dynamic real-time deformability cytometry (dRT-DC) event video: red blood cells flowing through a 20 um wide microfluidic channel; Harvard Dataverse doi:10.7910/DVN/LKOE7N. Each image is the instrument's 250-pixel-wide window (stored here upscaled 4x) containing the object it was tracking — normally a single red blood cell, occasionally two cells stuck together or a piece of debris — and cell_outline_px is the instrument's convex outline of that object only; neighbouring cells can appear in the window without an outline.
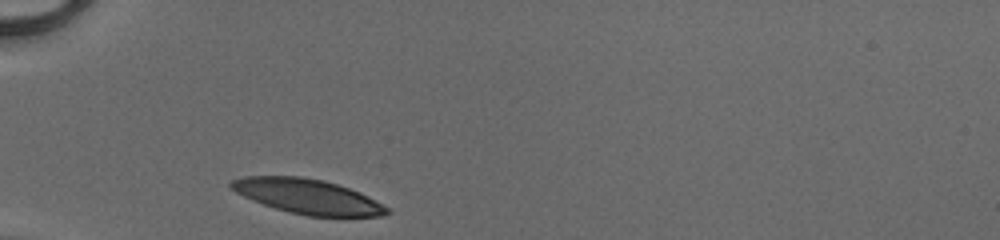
{"species": "human", "species_latin": "Homo sapiens", "temperature_condition": "cold", "stored_images_in_passage": 27, "camera_frame_rate_fps": 3000, "um_per_image_px": 0.085, "donor": {"sex": "male"}, "frame": {"image": 1, "passage_image": 1, "time_ms": 0.0, "image_size_px": [1000, 240], "cell_outline_px": [[388, 212], [384, 216], [308, 216], [288, 212], [252, 200], [236, 192], [228, 184], [232, 180], [244, 176], [300, 176], [324, 180], [348, 188], [368, 196], [388, 208]], "centroid_in_image_um": [26.12, 16.69], "position_along_channel_um": 58.9, "area_um2": 31.21}}
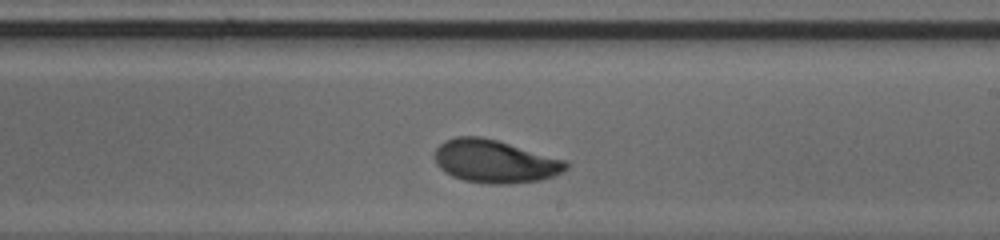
{"frame": {"image": 2, "passage_image": 16, "time_ms": 5.0, "image_size_px": [1000, 240], "cell_outline_px": [[568, 168], [564, 172], [556, 176], [540, 180], [512, 184], [488, 184], [464, 180], [452, 176], [444, 172], [436, 164], [432, 156], [436, 148], [444, 140], [456, 136], [480, 136], [496, 140], [568, 160]], "centroid_in_image_um": [42.07, 13.72], "position_along_channel_um": 246.9, "area_um2": 33.41}}
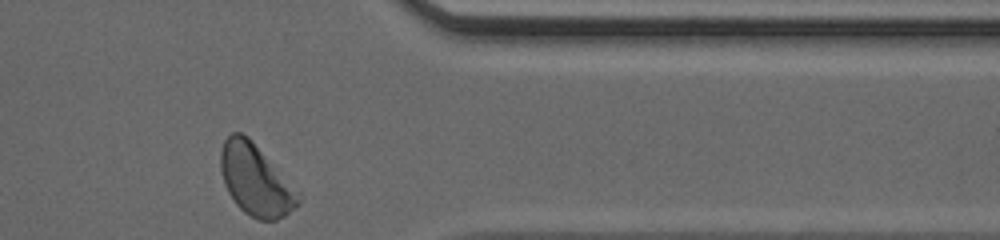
{"frame": {"image": 3, "passage_image": 27, "time_ms": 8.667, "image_size_px": [1000, 240], "cell_outline_px": [[300, 204], [284, 216], [276, 220], [260, 220], [244, 212], [236, 204], [228, 192], [224, 184], [220, 168], [220, 152], [224, 140], [232, 132], [240, 132], [248, 136], [300, 200]], "centroid_in_image_um": [21.62, 15.31], "position_along_channel_um": 389.8, "area_um2": 30.69}, "authors_computed_cell_mechanics": {"area_um2": 32.368, "velocity_mm_per_s": 4.0942, "shape_relaxation_time_tau1_ms": 1.902, "shape_relaxation_time_tau2_ms": 2.7797, "deformation_change_tau1": 0.149, "deformation_change_tau2": 0.0829}}